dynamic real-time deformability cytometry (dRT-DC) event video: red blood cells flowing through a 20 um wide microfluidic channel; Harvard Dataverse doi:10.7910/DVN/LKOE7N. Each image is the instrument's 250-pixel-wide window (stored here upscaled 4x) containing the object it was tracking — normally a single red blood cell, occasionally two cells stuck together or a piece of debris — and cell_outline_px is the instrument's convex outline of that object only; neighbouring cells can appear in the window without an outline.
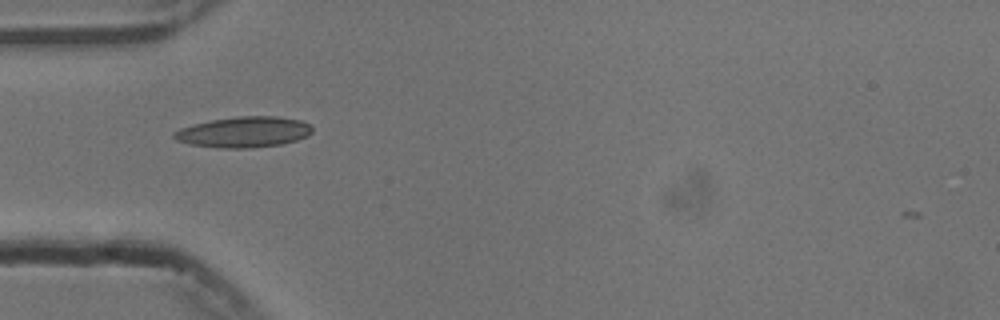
{"species": "common noctule bat (a hibernating species)", "species_latin": "Nyctalus noctula", "temperature_condition": "cold", "stored_images_in_passage": 34, "camera_frame_rate_fps": 3000, "um_per_image_px": 0.085, "animal": {"sex": "male", "body_mass_g": 13.3}, "frame": {"image": 1, "passage_image": 1, "time_ms": 0.0, "image_size_px": [1000, 320], "cell_outline_px": [[312, 132], [308, 136], [296, 140], [280, 144], [252, 148], [216, 148], [192, 144], [176, 140], [172, 136], [172, 132], [180, 128], [192, 124], [212, 120], [236, 116], [276, 116], [300, 120], [308, 124], [312, 128]], "centroid_in_image_um": [20.7, 11.22], "position_along_channel_um": 64.3, "area_um2": 24.8}}
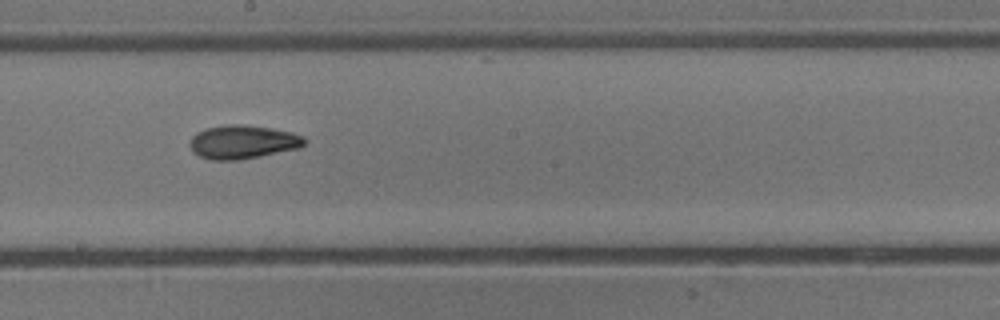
{"frame": {"image": 2, "passage_image": 14, "time_ms": 4.333, "image_size_px": [1000, 320], "cell_outline_px": [[308, 140], [300, 148], [240, 160], [212, 160], [200, 156], [192, 152], [192, 136], [196, 132], [204, 128], [228, 124], [240, 124], [268, 128], [292, 132], [304, 136]], "centroid_in_image_um": [20.66, 12.07], "position_along_channel_um": 227.5, "area_um2": 22.43}}
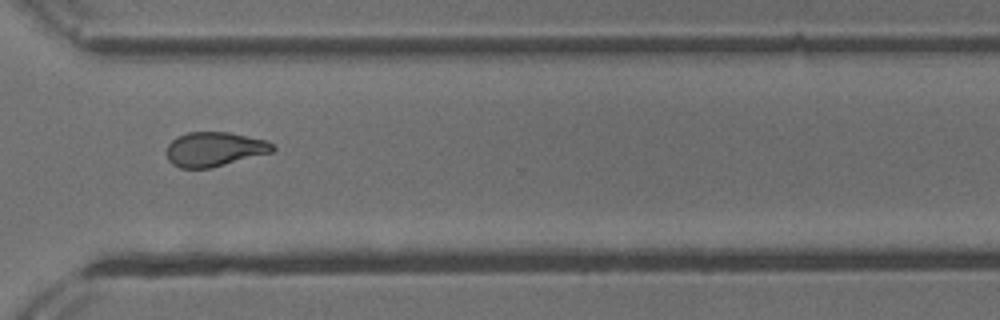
{"frame": {"image": 3, "passage_image": 24, "time_ms": 7.667, "image_size_px": [1000, 320], "cell_outline_px": [[276, 148], [272, 152], [208, 168], [180, 168], [172, 164], [168, 160], [168, 144], [172, 140], [188, 132], [228, 132], [268, 140]], "centroid_in_image_um": [18.24, 12.67], "position_along_channel_um": 352.4, "area_um2": 20.98}, "authors_computed_cell_mechanics": {"area_um2": 21.1259, "velocity_mm_per_s": 3.7515, "shape_relaxation_time_tau1_ms": 10.2462, "shape_relaxation_time_tau2_ms": 4.6834, "deformation_change_tau1": 0.2171, "deformation_change_tau2": 0.127}}